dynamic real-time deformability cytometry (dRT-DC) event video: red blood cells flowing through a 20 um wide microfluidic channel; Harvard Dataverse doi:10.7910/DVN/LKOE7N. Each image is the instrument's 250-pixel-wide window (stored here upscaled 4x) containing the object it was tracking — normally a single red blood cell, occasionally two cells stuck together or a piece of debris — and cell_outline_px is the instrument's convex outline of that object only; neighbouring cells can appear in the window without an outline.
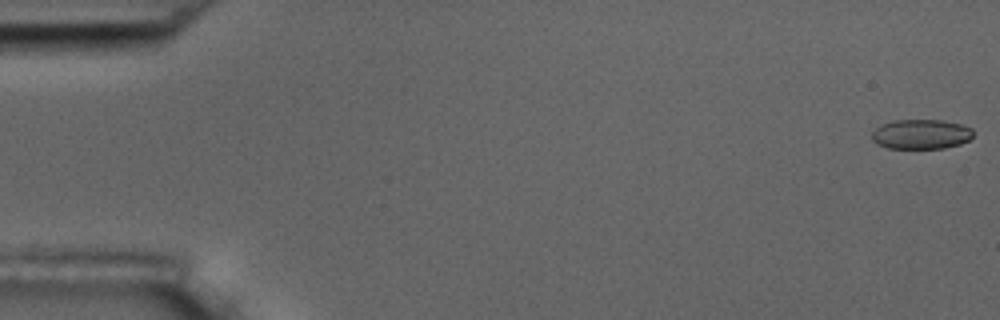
{"species": "common noctule bat (a hibernating species)", "species_latin": "Nyctalus noctula", "temperature_condition": "room temperature", "stored_images_in_passage": 56, "camera_frame_rate_fps": 3000, "um_per_image_px": 0.085, "animal": {"sex": "male", "body_mass_g": 17.5, "forearm_length_mm": 52.3}, "frame": {"image": 1, "passage_image": 1, "time_ms": 0.0, "image_size_px": [1000, 320], "cell_outline_px": [[972, 136], [968, 140], [960, 144], [944, 148], [888, 148], [876, 144], [872, 140], [872, 132], [876, 128], [884, 124], [896, 120], [944, 120], [960, 124], [972, 128]], "centroid_in_image_um": [78.29, 11.41], "position_along_channel_um": 6.7, "area_um2": 17.46}}
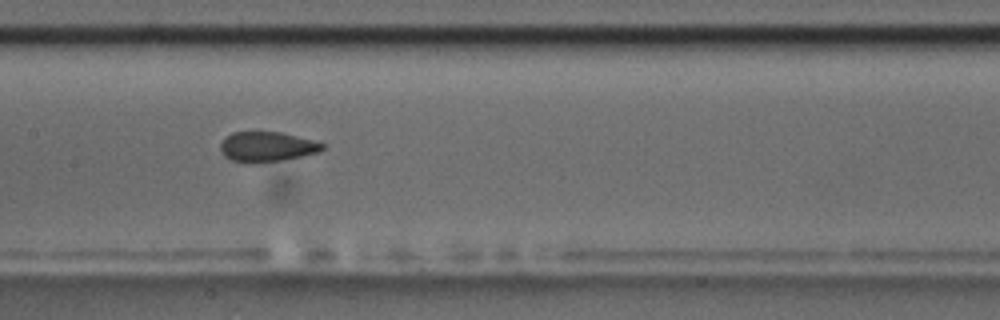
{"frame": {"image": 2, "passage_image": 28, "time_ms": 9.0, "image_size_px": [1000, 320], "cell_outline_px": [[324, 148], [316, 152], [300, 156], [280, 160], [232, 160], [224, 156], [220, 148], [220, 144], [232, 132], [280, 132], [312, 140], [324, 144]], "centroid_in_image_um": [22.69, 12.43], "position_along_channel_um": 184.7, "area_um2": 16.82}}
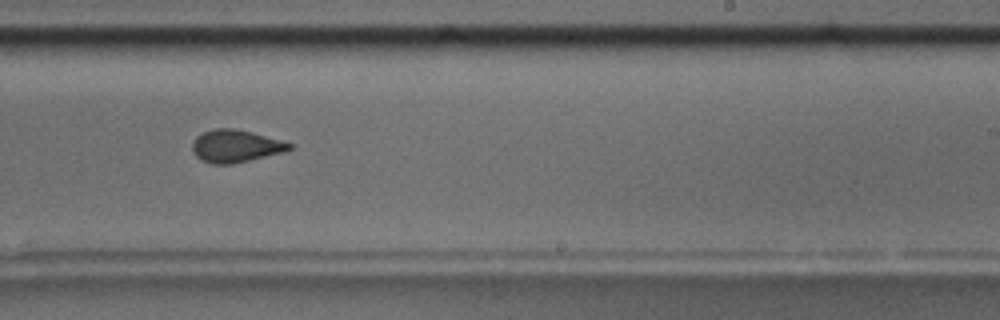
{"frame": {"image": 3, "passage_image": 35, "time_ms": 11.333, "image_size_px": [1000, 320], "cell_outline_px": [[292, 148], [284, 152], [232, 164], [212, 164], [200, 160], [192, 152], [192, 140], [196, 136], [212, 128], [236, 128], [252, 132], [280, 140], [292, 144]], "centroid_in_image_um": [19.97, 12.41], "position_along_channel_um": 269.0, "area_um2": 18.5}, "authors_computed_cell_mechanics": {"area_um2": 18.496, "velocity_mm_per_s": 3.6233, "shape_relaxation_time_tau1_ms": null, "shape_relaxation_time_tau2_ms": 1.4898, "deformation_change_tau1": null, "deformation_change_tau2": 0.0487}}